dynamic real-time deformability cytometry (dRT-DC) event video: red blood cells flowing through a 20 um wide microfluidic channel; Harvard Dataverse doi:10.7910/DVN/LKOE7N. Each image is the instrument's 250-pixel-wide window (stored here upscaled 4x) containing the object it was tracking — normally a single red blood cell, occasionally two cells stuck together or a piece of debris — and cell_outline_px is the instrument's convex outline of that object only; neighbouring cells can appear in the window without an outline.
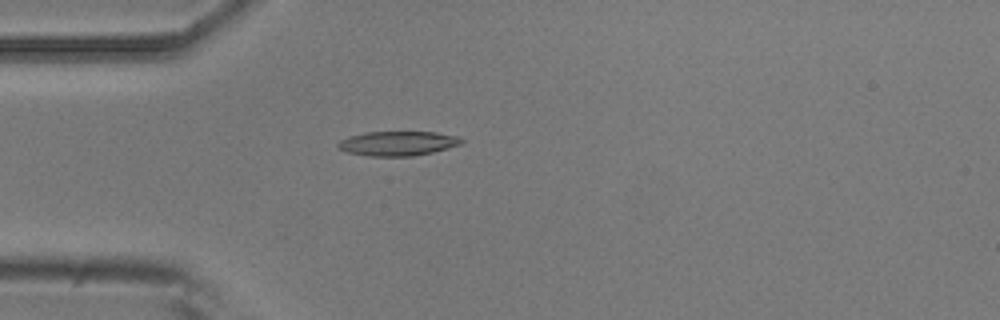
{"species": "common noctule bat (a hibernating species)", "species_latin": "Nyctalus noctula", "temperature_condition": "room temperature", "stored_images_in_passage": 1, "camera_frame_rate_fps": 3000, "um_per_image_px": 0.085, "animal": {"sex": "male", "body_mass_g": 20.5, "forearm_length_mm": 52.5}, "frame": {"image": 1, "passage_image": 1, "time_ms": 0.0, "image_size_px": [1000, 320], "cell_outline_px": [[464, 140], [460, 144], [448, 148], [432, 152], [412, 156], [368, 156], [348, 152], [336, 148], [336, 144], [340, 140], [348, 136], [364, 132], [436, 132], [456, 136]], "centroid_in_image_um": [33.75, 12.19], "position_along_channel_um": 51.2, "area_um2": 17.63}}